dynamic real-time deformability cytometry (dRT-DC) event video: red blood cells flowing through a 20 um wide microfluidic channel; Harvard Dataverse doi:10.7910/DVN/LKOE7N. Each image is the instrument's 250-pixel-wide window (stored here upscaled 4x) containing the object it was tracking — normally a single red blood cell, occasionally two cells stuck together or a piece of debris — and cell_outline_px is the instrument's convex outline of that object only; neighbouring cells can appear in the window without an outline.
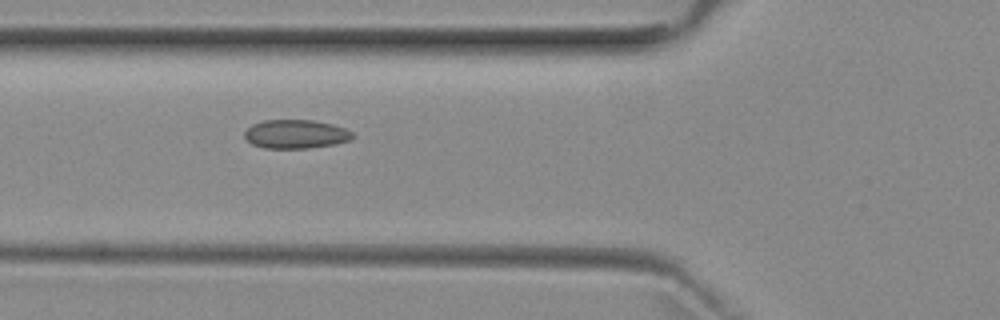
{"species": "common noctule bat (a hibernating species)", "species_latin": "Nyctalus noctula", "temperature_condition": "room temperature", "stored_images_in_passage": 7, "camera_frame_rate_fps": 3000, "um_per_image_px": 0.085, "animal": {"sex": "female", "body_mass_g": 29.2, "forearm_length_mm": 56.3}, "frame": {"image": 1, "passage_image": 5, "time_ms": 5.333, "image_size_px": [1000, 320], "cell_outline_px": [[356, 136], [348, 140], [336, 144], [308, 148], [264, 148], [252, 144], [244, 136], [244, 132], [252, 124], [264, 120], [312, 120], [332, 124], [344, 128], [352, 132]], "centroid_in_image_um": [25.14, 11.4], "position_along_channel_um": 100.7, "area_um2": 18.09}}
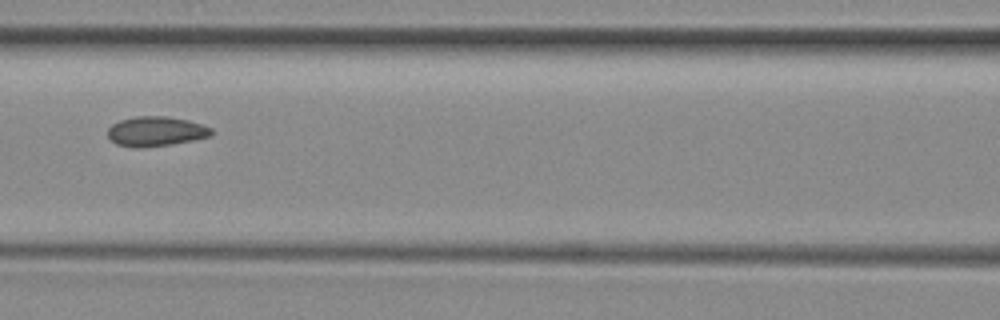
{"frame": {"image": 2, "passage_image": 6, "time_ms": 6.667, "image_size_px": [1000, 320], "cell_outline_px": [[212, 136], [172, 144], [140, 148], [136, 148], [116, 144], [108, 136], [108, 128], [112, 124], [120, 120], [136, 116], [168, 116], [188, 120], [212, 128]], "centroid_in_image_um": [13.24, 11.16], "position_along_channel_um": 153.4, "area_um2": 17.98}}
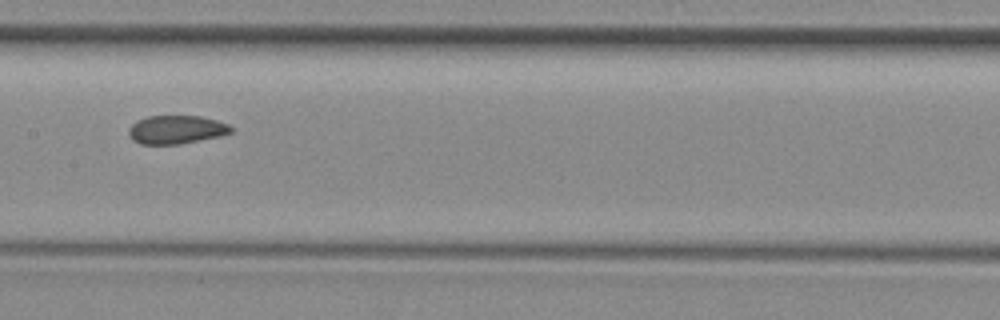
{"frame": {"image": 3, "passage_image": 7, "time_ms": 7.667, "image_size_px": [1000, 320], "cell_outline_px": [[232, 132], [220, 136], [180, 144], [140, 144], [132, 140], [128, 132], [128, 128], [136, 120], [148, 116], [200, 116], [216, 120], [228, 124], [232, 128]], "centroid_in_image_um": [14.96, 11.02], "position_along_channel_um": 192.4, "area_um2": 16.99}}